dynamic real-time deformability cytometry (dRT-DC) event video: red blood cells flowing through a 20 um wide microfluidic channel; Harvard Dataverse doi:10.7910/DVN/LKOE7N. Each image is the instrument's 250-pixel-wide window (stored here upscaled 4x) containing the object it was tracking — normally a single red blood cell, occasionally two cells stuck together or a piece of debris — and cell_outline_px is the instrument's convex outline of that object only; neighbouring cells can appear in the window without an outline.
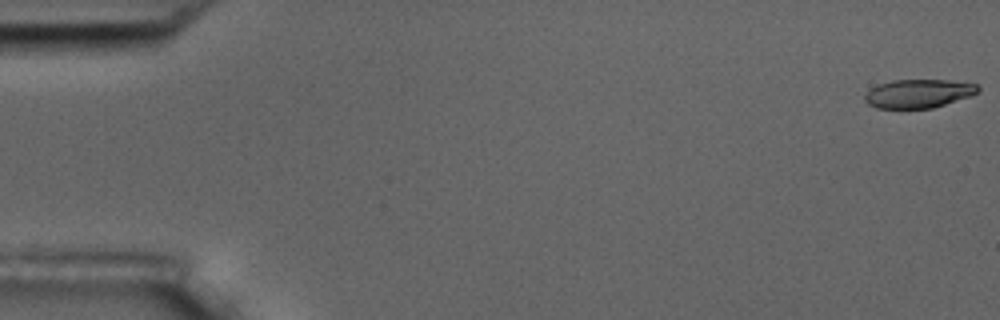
{"species": "common noctule bat (a hibernating species)", "species_latin": "Nyctalus noctula", "temperature_condition": "room temperature", "stored_images_in_passage": 9, "camera_frame_rate_fps": 3000, "um_per_image_px": 0.085, "animal": {"sex": "male", "body_mass_g": 17.5, "forearm_length_mm": 52.3}, "frame": {"image": 1, "passage_image": 1, "time_ms": 0.0, "image_size_px": [1000, 320], "cell_outline_px": [[980, 92], [932, 108], [876, 108], [868, 104], [864, 100], [864, 96], [872, 88], [880, 84], [892, 80], [948, 80], [976, 84], [980, 88]], "centroid_in_image_um": [78.06, 7.95], "position_along_channel_um": 6.9, "area_um2": 18.61}}
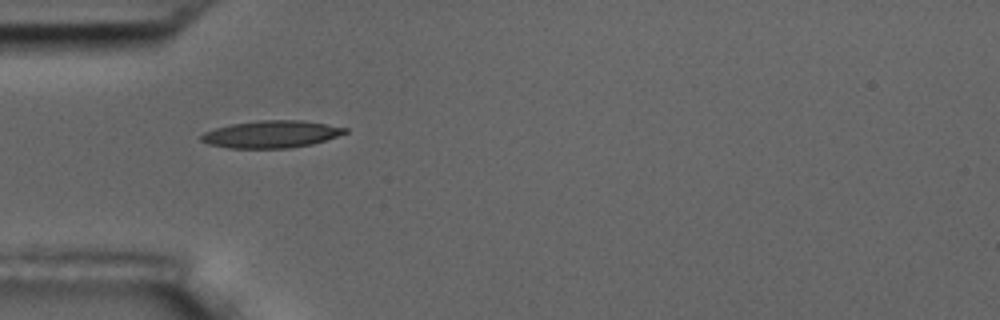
{"frame": {"image": 2, "passage_image": 6, "time_ms": 5.667, "image_size_px": [1000, 320], "cell_outline_px": [[348, 132], [312, 144], [288, 148], [228, 148], [208, 144], [200, 140], [200, 136], [204, 132], [216, 128], [232, 124], [256, 120], [300, 120], [348, 128]], "centroid_in_image_um": [23.02, 11.41], "position_along_channel_um": 62.0, "area_um2": 22.66}}
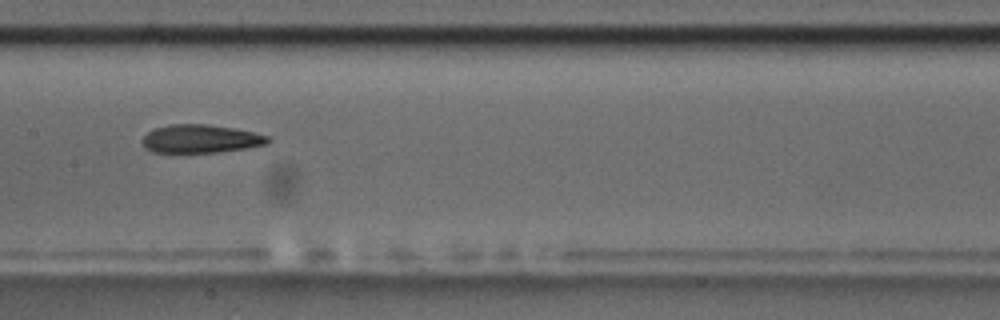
{"frame": {"image": 3, "passage_image": 9, "time_ms": 9.333, "image_size_px": [1000, 320], "cell_outline_px": [[272, 140], [268, 144], [248, 148], [216, 152], [152, 152], [144, 148], [140, 140], [148, 132], [156, 128], [168, 124], [208, 124], [232, 128], [252, 132], [268, 136]], "centroid_in_image_um": [17.04, 11.8], "position_along_channel_um": 190.4, "area_um2": 20.75}}